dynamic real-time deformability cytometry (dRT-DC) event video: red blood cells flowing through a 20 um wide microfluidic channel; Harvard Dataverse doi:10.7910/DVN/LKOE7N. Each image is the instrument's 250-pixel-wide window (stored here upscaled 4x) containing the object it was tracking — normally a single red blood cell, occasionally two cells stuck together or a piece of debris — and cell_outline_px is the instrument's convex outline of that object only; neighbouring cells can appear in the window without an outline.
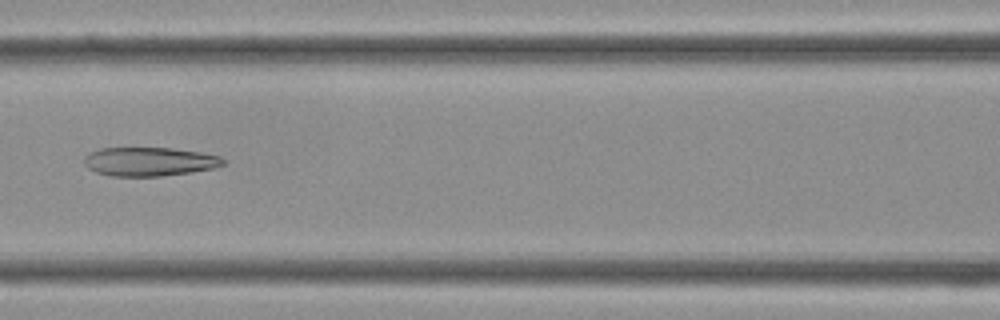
{"species": "Egyptian fruit bat (a non-hibernating species)", "species_latin": "Rousettus aegyptiacus", "temperature_condition": "cold", "stored_images_in_passage": 34, "camera_frame_rate_fps": 3000, "um_per_image_px": 0.085, "frame": {"image": 1, "passage_image": 14, "time_ms": 4.333, "image_size_px": [1000, 320], "cell_outline_px": [[224, 164], [212, 168], [192, 172], [160, 176], [112, 176], [96, 172], [88, 168], [84, 164], [84, 156], [100, 148], [172, 148], [200, 152], [220, 156], [224, 160]], "centroid_in_image_um": [12.68, 13.73], "position_along_channel_um": 153.9, "area_um2": 23.24}}
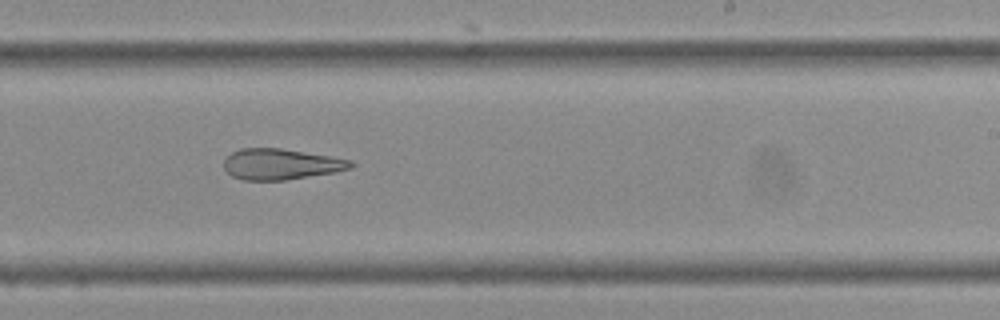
{"frame": {"image": 2, "passage_image": 20, "time_ms": 6.333, "image_size_px": [1000, 320], "cell_outline_px": [[356, 164], [352, 168], [336, 172], [284, 180], [244, 180], [232, 176], [224, 168], [224, 160], [232, 152], [240, 148], [280, 148], [352, 160]], "centroid_in_image_um": [23.89, 13.95], "position_along_channel_um": 265.1, "area_um2": 22.72}}
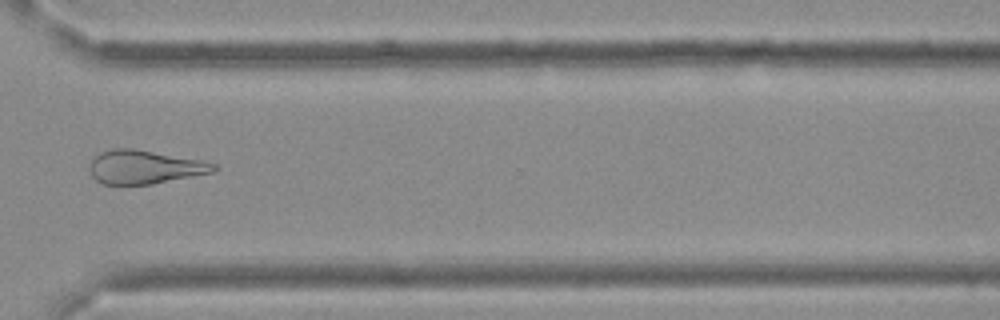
{"frame": {"image": 3, "passage_image": 25, "time_ms": 8.0, "image_size_px": [1000, 320], "cell_outline_px": [[220, 168], [212, 172], [152, 184], [104, 184], [96, 180], [92, 176], [88, 168], [88, 164], [100, 152], [112, 148], [132, 148], [204, 160], [216, 164]], "centroid_in_image_um": [12.28, 14.18], "position_along_channel_um": 358.3, "area_um2": 24.39}}